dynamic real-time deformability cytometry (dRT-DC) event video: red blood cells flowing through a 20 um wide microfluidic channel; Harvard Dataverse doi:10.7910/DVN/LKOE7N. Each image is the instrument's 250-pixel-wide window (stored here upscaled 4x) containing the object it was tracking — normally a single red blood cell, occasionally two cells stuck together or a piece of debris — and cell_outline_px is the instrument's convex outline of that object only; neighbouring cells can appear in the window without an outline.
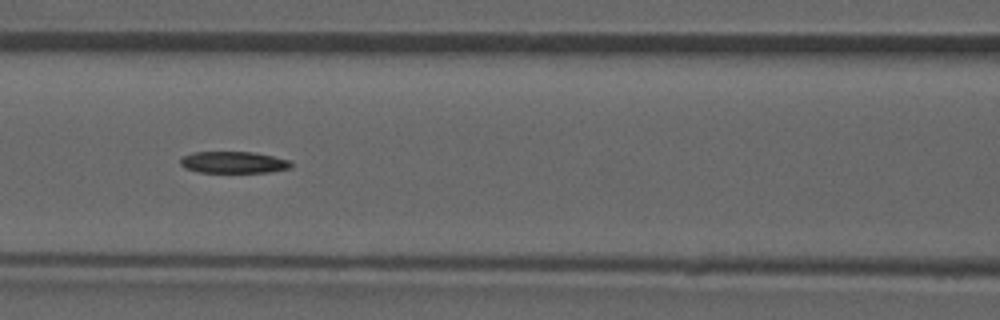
{"species": "common noctule bat (a hibernating species)", "species_latin": "Nyctalus noctula", "temperature_condition": "room temperature", "stored_images_in_passage": 52, "camera_frame_rate_fps": 3000, "um_per_image_px": 0.085, "animal": {"sex": "male", "forearm_length_mm": 52.5}, "frame": {"image": 1, "passage_image": 23, "time_ms": 7.333, "image_size_px": [1000, 320], "cell_outline_px": [[292, 164], [288, 168], [268, 172], [200, 172], [184, 168], [180, 164], [180, 160], [184, 156], [192, 152], [252, 152], [292, 160]], "centroid_in_image_um": [19.84, 13.79], "position_along_channel_um": 146.8, "area_um2": 13.87}}